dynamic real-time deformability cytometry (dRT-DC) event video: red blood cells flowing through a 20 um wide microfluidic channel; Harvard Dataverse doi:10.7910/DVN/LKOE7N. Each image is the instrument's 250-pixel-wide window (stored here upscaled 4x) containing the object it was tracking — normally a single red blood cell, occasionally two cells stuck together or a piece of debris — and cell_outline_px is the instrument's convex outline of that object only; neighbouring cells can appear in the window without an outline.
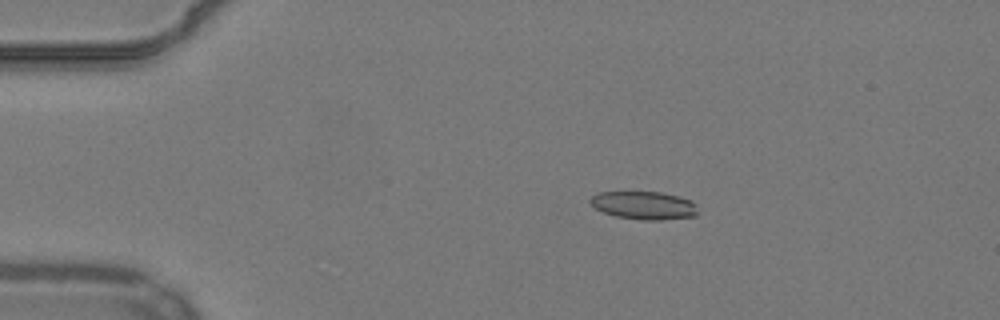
{"species": "common noctule bat (a hibernating species)", "species_latin": "Nyctalus noctula", "temperature_condition": "warm", "stored_images_in_passage": 14, "camera_frame_rate_fps": 3000, "um_per_image_px": 0.085, "animal": {"sex": "male", "body_mass_g": 19.2, "forearm_length_mm": 51.8}, "frame": {"image": 1, "passage_image": 10, "time_ms": 3.0, "image_size_px": [1000, 320], "cell_outline_px": [[696, 216], [664, 220], [640, 220], [616, 216], [604, 212], [596, 208], [588, 200], [596, 192], [664, 192], [680, 196], [692, 200], [696, 204]], "centroid_in_image_um": [54.76, 17.45], "position_along_channel_um": 30.2, "area_um2": 17.74}}